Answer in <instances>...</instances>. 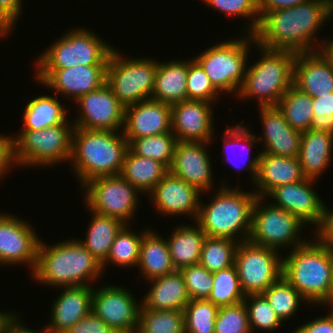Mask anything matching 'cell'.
I'll return each instance as SVG.
<instances>
[{"mask_svg":"<svg viewBox=\"0 0 333 333\" xmlns=\"http://www.w3.org/2000/svg\"><path fill=\"white\" fill-rule=\"evenodd\" d=\"M333 17V3L311 0L291 8L273 10L260 15L253 36L257 45L274 50L298 53L317 52L322 41L315 44L319 29ZM318 47V48H317Z\"/></svg>","mask_w":333,"mask_h":333,"instance_id":"cell-1","label":"cell"},{"mask_svg":"<svg viewBox=\"0 0 333 333\" xmlns=\"http://www.w3.org/2000/svg\"><path fill=\"white\" fill-rule=\"evenodd\" d=\"M102 272L100 262L78 239L72 238L51 246L40 240L36 265L30 275L41 285L61 288L92 286L90 283L95 284Z\"/></svg>","mask_w":333,"mask_h":333,"instance_id":"cell-2","label":"cell"},{"mask_svg":"<svg viewBox=\"0 0 333 333\" xmlns=\"http://www.w3.org/2000/svg\"><path fill=\"white\" fill-rule=\"evenodd\" d=\"M314 237L282 256V276L308 304L333 306L332 246Z\"/></svg>","mask_w":333,"mask_h":333,"instance_id":"cell-3","label":"cell"},{"mask_svg":"<svg viewBox=\"0 0 333 333\" xmlns=\"http://www.w3.org/2000/svg\"><path fill=\"white\" fill-rule=\"evenodd\" d=\"M127 150L128 140L122 131L75 127L69 164L80 187L96 177L120 174Z\"/></svg>","mask_w":333,"mask_h":333,"instance_id":"cell-4","label":"cell"},{"mask_svg":"<svg viewBox=\"0 0 333 333\" xmlns=\"http://www.w3.org/2000/svg\"><path fill=\"white\" fill-rule=\"evenodd\" d=\"M222 183L210 203L200 201L195 223L208 237L230 238L239 243L248 241L257 195L254 191L241 190L239 185L229 187L226 181Z\"/></svg>","mask_w":333,"mask_h":333,"instance_id":"cell-5","label":"cell"},{"mask_svg":"<svg viewBox=\"0 0 333 333\" xmlns=\"http://www.w3.org/2000/svg\"><path fill=\"white\" fill-rule=\"evenodd\" d=\"M261 55L247 67L244 83L237 97L258 100V107L277 106L293 84V65L296 53L268 49L256 44Z\"/></svg>","mask_w":333,"mask_h":333,"instance_id":"cell-6","label":"cell"},{"mask_svg":"<svg viewBox=\"0 0 333 333\" xmlns=\"http://www.w3.org/2000/svg\"><path fill=\"white\" fill-rule=\"evenodd\" d=\"M251 44H255L254 36L245 33L242 38H229L208 47L194 59L220 93L237 96L244 83Z\"/></svg>","mask_w":333,"mask_h":333,"instance_id":"cell-7","label":"cell"},{"mask_svg":"<svg viewBox=\"0 0 333 333\" xmlns=\"http://www.w3.org/2000/svg\"><path fill=\"white\" fill-rule=\"evenodd\" d=\"M83 28L69 29L37 58L35 69H66L78 65H108L114 47Z\"/></svg>","mask_w":333,"mask_h":333,"instance_id":"cell-8","label":"cell"},{"mask_svg":"<svg viewBox=\"0 0 333 333\" xmlns=\"http://www.w3.org/2000/svg\"><path fill=\"white\" fill-rule=\"evenodd\" d=\"M74 128L71 121L41 130H20L14 137L17 168H45L69 162Z\"/></svg>","mask_w":333,"mask_h":333,"instance_id":"cell-9","label":"cell"},{"mask_svg":"<svg viewBox=\"0 0 333 333\" xmlns=\"http://www.w3.org/2000/svg\"><path fill=\"white\" fill-rule=\"evenodd\" d=\"M116 49L109 56L106 79L116 98L125 107L151 99L158 61L145 57L130 59Z\"/></svg>","mask_w":333,"mask_h":333,"instance_id":"cell-10","label":"cell"},{"mask_svg":"<svg viewBox=\"0 0 333 333\" xmlns=\"http://www.w3.org/2000/svg\"><path fill=\"white\" fill-rule=\"evenodd\" d=\"M267 201L263 197L255 200L248 241L279 252L283 247L292 250L305 244L308 239L302 240L300 234L306 225L295 215Z\"/></svg>","mask_w":333,"mask_h":333,"instance_id":"cell-11","label":"cell"},{"mask_svg":"<svg viewBox=\"0 0 333 333\" xmlns=\"http://www.w3.org/2000/svg\"><path fill=\"white\" fill-rule=\"evenodd\" d=\"M81 189L85 190V207L99 214L120 219L124 224L129 225L139 209L140 191L120 174L93 178Z\"/></svg>","mask_w":333,"mask_h":333,"instance_id":"cell-12","label":"cell"},{"mask_svg":"<svg viewBox=\"0 0 333 333\" xmlns=\"http://www.w3.org/2000/svg\"><path fill=\"white\" fill-rule=\"evenodd\" d=\"M279 254L278 250L249 241L238 243L234 266L245 296L262 294L282 277L283 257Z\"/></svg>","mask_w":333,"mask_h":333,"instance_id":"cell-13","label":"cell"},{"mask_svg":"<svg viewBox=\"0 0 333 333\" xmlns=\"http://www.w3.org/2000/svg\"><path fill=\"white\" fill-rule=\"evenodd\" d=\"M97 289H93L92 312L116 333H136L142 304L137 303L132 292L113 284Z\"/></svg>","mask_w":333,"mask_h":333,"instance_id":"cell-14","label":"cell"},{"mask_svg":"<svg viewBox=\"0 0 333 333\" xmlns=\"http://www.w3.org/2000/svg\"><path fill=\"white\" fill-rule=\"evenodd\" d=\"M0 212V265L31 267L36 261L40 238L27 220Z\"/></svg>","mask_w":333,"mask_h":333,"instance_id":"cell-15","label":"cell"},{"mask_svg":"<svg viewBox=\"0 0 333 333\" xmlns=\"http://www.w3.org/2000/svg\"><path fill=\"white\" fill-rule=\"evenodd\" d=\"M34 79L44 87L76 101L106 83L107 65H78L66 69H35ZM61 94V95H60Z\"/></svg>","mask_w":333,"mask_h":333,"instance_id":"cell-16","label":"cell"},{"mask_svg":"<svg viewBox=\"0 0 333 333\" xmlns=\"http://www.w3.org/2000/svg\"><path fill=\"white\" fill-rule=\"evenodd\" d=\"M75 103L81 111L77 119L73 120L75 127L89 130H123L125 106L116 98L107 83L82 95Z\"/></svg>","mask_w":333,"mask_h":333,"instance_id":"cell-17","label":"cell"},{"mask_svg":"<svg viewBox=\"0 0 333 333\" xmlns=\"http://www.w3.org/2000/svg\"><path fill=\"white\" fill-rule=\"evenodd\" d=\"M314 183L316 180L303 179L301 181L282 185L274 188L265 198H270V203L283 208L295 215L306 226H316L315 232L321 227L325 203L316 194ZM274 200V202H273ZM308 224V225H307Z\"/></svg>","mask_w":333,"mask_h":333,"instance_id":"cell-18","label":"cell"},{"mask_svg":"<svg viewBox=\"0 0 333 333\" xmlns=\"http://www.w3.org/2000/svg\"><path fill=\"white\" fill-rule=\"evenodd\" d=\"M201 195L196 187L169 171L147 196L154 209L162 216L187 215L194 222L198 215Z\"/></svg>","mask_w":333,"mask_h":333,"instance_id":"cell-19","label":"cell"},{"mask_svg":"<svg viewBox=\"0 0 333 333\" xmlns=\"http://www.w3.org/2000/svg\"><path fill=\"white\" fill-rule=\"evenodd\" d=\"M209 142L177 141L169 171L206 194L213 189Z\"/></svg>","mask_w":333,"mask_h":333,"instance_id":"cell-20","label":"cell"},{"mask_svg":"<svg viewBox=\"0 0 333 333\" xmlns=\"http://www.w3.org/2000/svg\"><path fill=\"white\" fill-rule=\"evenodd\" d=\"M213 104L202 100H185L171 105L172 133L177 141L210 143L216 140Z\"/></svg>","mask_w":333,"mask_h":333,"instance_id":"cell-21","label":"cell"},{"mask_svg":"<svg viewBox=\"0 0 333 333\" xmlns=\"http://www.w3.org/2000/svg\"><path fill=\"white\" fill-rule=\"evenodd\" d=\"M262 135L256 139L267 154L298 157L302 132L293 129L277 106L259 107ZM263 143V144H262Z\"/></svg>","mask_w":333,"mask_h":333,"instance_id":"cell-22","label":"cell"},{"mask_svg":"<svg viewBox=\"0 0 333 333\" xmlns=\"http://www.w3.org/2000/svg\"><path fill=\"white\" fill-rule=\"evenodd\" d=\"M123 135L135 138L172 132L171 106L152 99L125 107Z\"/></svg>","mask_w":333,"mask_h":333,"instance_id":"cell-23","label":"cell"},{"mask_svg":"<svg viewBox=\"0 0 333 333\" xmlns=\"http://www.w3.org/2000/svg\"><path fill=\"white\" fill-rule=\"evenodd\" d=\"M57 299L52 302L50 321L46 330L49 333H65L74 324L92 312V286L61 287Z\"/></svg>","mask_w":333,"mask_h":333,"instance_id":"cell-24","label":"cell"},{"mask_svg":"<svg viewBox=\"0 0 333 333\" xmlns=\"http://www.w3.org/2000/svg\"><path fill=\"white\" fill-rule=\"evenodd\" d=\"M293 85L310 97L333 92V68L317 52L298 53L293 65Z\"/></svg>","mask_w":333,"mask_h":333,"instance_id":"cell-25","label":"cell"},{"mask_svg":"<svg viewBox=\"0 0 333 333\" xmlns=\"http://www.w3.org/2000/svg\"><path fill=\"white\" fill-rule=\"evenodd\" d=\"M305 179L298 157L260 152L254 193L265 198L274 188Z\"/></svg>","mask_w":333,"mask_h":333,"instance_id":"cell-26","label":"cell"},{"mask_svg":"<svg viewBox=\"0 0 333 333\" xmlns=\"http://www.w3.org/2000/svg\"><path fill=\"white\" fill-rule=\"evenodd\" d=\"M332 151L333 133L314 129L303 131L298 158L305 178L318 181L330 167Z\"/></svg>","mask_w":333,"mask_h":333,"instance_id":"cell-27","label":"cell"},{"mask_svg":"<svg viewBox=\"0 0 333 333\" xmlns=\"http://www.w3.org/2000/svg\"><path fill=\"white\" fill-rule=\"evenodd\" d=\"M149 282V283H148ZM150 284L147 294L141 300L146 309L156 311H183L190 301L183 275L180 271L147 281Z\"/></svg>","mask_w":333,"mask_h":333,"instance_id":"cell-28","label":"cell"},{"mask_svg":"<svg viewBox=\"0 0 333 333\" xmlns=\"http://www.w3.org/2000/svg\"><path fill=\"white\" fill-rule=\"evenodd\" d=\"M188 59L159 62L151 99L168 105L187 100Z\"/></svg>","mask_w":333,"mask_h":333,"instance_id":"cell-29","label":"cell"},{"mask_svg":"<svg viewBox=\"0 0 333 333\" xmlns=\"http://www.w3.org/2000/svg\"><path fill=\"white\" fill-rule=\"evenodd\" d=\"M140 276L145 281L172 274L176 271L165 238L149 229L141 240L139 262Z\"/></svg>","mask_w":333,"mask_h":333,"instance_id":"cell-30","label":"cell"},{"mask_svg":"<svg viewBox=\"0 0 333 333\" xmlns=\"http://www.w3.org/2000/svg\"><path fill=\"white\" fill-rule=\"evenodd\" d=\"M205 238L206 234L197 223L180 224L173 229L166 241L176 271L199 264Z\"/></svg>","mask_w":333,"mask_h":333,"instance_id":"cell-31","label":"cell"},{"mask_svg":"<svg viewBox=\"0 0 333 333\" xmlns=\"http://www.w3.org/2000/svg\"><path fill=\"white\" fill-rule=\"evenodd\" d=\"M34 96L26 103L23 111V127L21 130H41L49 126H56L69 122L68 108L53 95Z\"/></svg>","mask_w":333,"mask_h":333,"instance_id":"cell-32","label":"cell"},{"mask_svg":"<svg viewBox=\"0 0 333 333\" xmlns=\"http://www.w3.org/2000/svg\"><path fill=\"white\" fill-rule=\"evenodd\" d=\"M168 172L163 163L138 156L128 148L120 175L136 187L140 195H147Z\"/></svg>","mask_w":333,"mask_h":333,"instance_id":"cell-33","label":"cell"},{"mask_svg":"<svg viewBox=\"0 0 333 333\" xmlns=\"http://www.w3.org/2000/svg\"><path fill=\"white\" fill-rule=\"evenodd\" d=\"M91 215L85 239H78L83 246L102 264L109 254L117 233L125 225L120 219L99 214L86 207Z\"/></svg>","mask_w":333,"mask_h":333,"instance_id":"cell-34","label":"cell"},{"mask_svg":"<svg viewBox=\"0 0 333 333\" xmlns=\"http://www.w3.org/2000/svg\"><path fill=\"white\" fill-rule=\"evenodd\" d=\"M130 227V225L125 224L117 233L107 259L101 264L103 273L105 272V269L108 268L107 265H116L118 268L122 267L123 269L135 266L137 267L139 262L141 240L143 235L150 228L141 230L137 233L132 231Z\"/></svg>","mask_w":333,"mask_h":333,"instance_id":"cell-35","label":"cell"},{"mask_svg":"<svg viewBox=\"0 0 333 333\" xmlns=\"http://www.w3.org/2000/svg\"><path fill=\"white\" fill-rule=\"evenodd\" d=\"M243 123L244 122H242V121L240 123L237 122L236 123L237 125L231 126V127H228L229 125H227V128L223 132L224 136L221 137L223 139L222 140V143H223V150L222 151H223V153L226 152V154H223L222 156H225V155H226V157L228 156V152H227L228 149L227 148H229V146H231V147L235 146L237 148L238 143L241 144L243 142L242 144L246 145L247 150H245L246 149L245 148L244 149L245 152H243L244 154L242 153V155L243 156L245 155L246 157H243V159L246 158L247 160L246 159H245L246 161L243 160L244 162H242V165H243L242 167L243 168L245 167L244 169H245L246 172H248V171L250 172L249 175L251 174L250 176H251V179H252L250 182H253V184H255L256 179H257V174H258V165H259L260 152H259L258 155H255L252 158L251 157L252 153L250 155V151L253 148V146L256 145L255 143H257L258 141L256 139V135L251 133V130L249 129L250 127L247 128V126H245ZM224 146L225 147L227 146V147L224 148ZM226 157L222 158L223 159V161H222L223 164L224 163L226 164V162H229V163L234 165L233 167L236 166V169H238L239 172L241 171V169H243L242 167H239V165H241L240 162H236V160H233V163H232V159L229 156L227 158ZM237 163H238V166H237Z\"/></svg>","mask_w":333,"mask_h":333,"instance_id":"cell-36","label":"cell"},{"mask_svg":"<svg viewBox=\"0 0 333 333\" xmlns=\"http://www.w3.org/2000/svg\"><path fill=\"white\" fill-rule=\"evenodd\" d=\"M277 107L293 129L301 132L311 129L313 120L312 97L293 84L282 96Z\"/></svg>","mask_w":333,"mask_h":333,"instance_id":"cell-37","label":"cell"},{"mask_svg":"<svg viewBox=\"0 0 333 333\" xmlns=\"http://www.w3.org/2000/svg\"><path fill=\"white\" fill-rule=\"evenodd\" d=\"M177 139L172 132L132 139L128 148L136 155L157 160L170 169Z\"/></svg>","mask_w":333,"mask_h":333,"instance_id":"cell-38","label":"cell"},{"mask_svg":"<svg viewBox=\"0 0 333 333\" xmlns=\"http://www.w3.org/2000/svg\"><path fill=\"white\" fill-rule=\"evenodd\" d=\"M262 295L275 310L283 324L300 310L299 307L304 301V304L307 303L297 289L283 276L264 291Z\"/></svg>","mask_w":333,"mask_h":333,"instance_id":"cell-39","label":"cell"},{"mask_svg":"<svg viewBox=\"0 0 333 333\" xmlns=\"http://www.w3.org/2000/svg\"><path fill=\"white\" fill-rule=\"evenodd\" d=\"M136 333H185L183 311H156L141 305Z\"/></svg>","mask_w":333,"mask_h":333,"instance_id":"cell-40","label":"cell"},{"mask_svg":"<svg viewBox=\"0 0 333 333\" xmlns=\"http://www.w3.org/2000/svg\"><path fill=\"white\" fill-rule=\"evenodd\" d=\"M238 243L230 238L206 236L201 249L199 264L210 272L233 266Z\"/></svg>","mask_w":333,"mask_h":333,"instance_id":"cell-41","label":"cell"},{"mask_svg":"<svg viewBox=\"0 0 333 333\" xmlns=\"http://www.w3.org/2000/svg\"><path fill=\"white\" fill-rule=\"evenodd\" d=\"M245 294L241 289L236 267L213 272V288L207 300L217 307H226L244 301Z\"/></svg>","mask_w":333,"mask_h":333,"instance_id":"cell-42","label":"cell"},{"mask_svg":"<svg viewBox=\"0 0 333 333\" xmlns=\"http://www.w3.org/2000/svg\"><path fill=\"white\" fill-rule=\"evenodd\" d=\"M218 311L207 299L190 300L183 310L185 333H215Z\"/></svg>","mask_w":333,"mask_h":333,"instance_id":"cell-43","label":"cell"},{"mask_svg":"<svg viewBox=\"0 0 333 333\" xmlns=\"http://www.w3.org/2000/svg\"><path fill=\"white\" fill-rule=\"evenodd\" d=\"M244 304L252 333L256 330L273 333L283 323L262 294L246 295Z\"/></svg>","mask_w":333,"mask_h":333,"instance_id":"cell-44","label":"cell"},{"mask_svg":"<svg viewBox=\"0 0 333 333\" xmlns=\"http://www.w3.org/2000/svg\"><path fill=\"white\" fill-rule=\"evenodd\" d=\"M203 3L218 10L220 13L229 17H242L248 18L251 21L248 26L242 28L244 34L253 35L256 31L260 15L258 12V0H202ZM248 27V28H247ZM246 30H245V29ZM245 30V31H244Z\"/></svg>","mask_w":333,"mask_h":333,"instance_id":"cell-45","label":"cell"},{"mask_svg":"<svg viewBox=\"0 0 333 333\" xmlns=\"http://www.w3.org/2000/svg\"><path fill=\"white\" fill-rule=\"evenodd\" d=\"M186 89L187 100H202L213 103L222 95L213 86L204 69L194 58L188 60Z\"/></svg>","mask_w":333,"mask_h":333,"instance_id":"cell-46","label":"cell"},{"mask_svg":"<svg viewBox=\"0 0 333 333\" xmlns=\"http://www.w3.org/2000/svg\"><path fill=\"white\" fill-rule=\"evenodd\" d=\"M215 333H252L244 301L219 308Z\"/></svg>","mask_w":333,"mask_h":333,"instance_id":"cell-47","label":"cell"},{"mask_svg":"<svg viewBox=\"0 0 333 333\" xmlns=\"http://www.w3.org/2000/svg\"><path fill=\"white\" fill-rule=\"evenodd\" d=\"M180 272L183 275L190 300L208 299L213 288V272L200 264L185 267Z\"/></svg>","mask_w":333,"mask_h":333,"instance_id":"cell-48","label":"cell"},{"mask_svg":"<svg viewBox=\"0 0 333 333\" xmlns=\"http://www.w3.org/2000/svg\"><path fill=\"white\" fill-rule=\"evenodd\" d=\"M311 129L333 133V92L312 98Z\"/></svg>","mask_w":333,"mask_h":333,"instance_id":"cell-49","label":"cell"},{"mask_svg":"<svg viewBox=\"0 0 333 333\" xmlns=\"http://www.w3.org/2000/svg\"><path fill=\"white\" fill-rule=\"evenodd\" d=\"M14 136L0 134V180L17 165L15 160Z\"/></svg>","mask_w":333,"mask_h":333,"instance_id":"cell-50","label":"cell"},{"mask_svg":"<svg viewBox=\"0 0 333 333\" xmlns=\"http://www.w3.org/2000/svg\"><path fill=\"white\" fill-rule=\"evenodd\" d=\"M65 333H116L93 312L74 324Z\"/></svg>","mask_w":333,"mask_h":333,"instance_id":"cell-51","label":"cell"},{"mask_svg":"<svg viewBox=\"0 0 333 333\" xmlns=\"http://www.w3.org/2000/svg\"><path fill=\"white\" fill-rule=\"evenodd\" d=\"M329 314L303 323L293 329V333H333V306H328Z\"/></svg>","mask_w":333,"mask_h":333,"instance_id":"cell-52","label":"cell"},{"mask_svg":"<svg viewBox=\"0 0 333 333\" xmlns=\"http://www.w3.org/2000/svg\"><path fill=\"white\" fill-rule=\"evenodd\" d=\"M23 0H0V15L13 27L23 10Z\"/></svg>","mask_w":333,"mask_h":333,"instance_id":"cell-53","label":"cell"},{"mask_svg":"<svg viewBox=\"0 0 333 333\" xmlns=\"http://www.w3.org/2000/svg\"><path fill=\"white\" fill-rule=\"evenodd\" d=\"M328 209L329 207L325 205L322 225L314 233L321 242L333 246V210Z\"/></svg>","mask_w":333,"mask_h":333,"instance_id":"cell-54","label":"cell"},{"mask_svg":"<svg viewBox=\"0 0 333 333\" xmlns=\"http://www.w3.org/2000/svg\"><path fill=\"white\" fill-rule=\"evenodd\" d=\"M311 0H258L259 15H266L273 10L291 8Z\"/></svg>","mask_w":333,"mask_h":333,"instance_id":"cell-55","label":"cell"},{"mask_svg":"<svg viewBox=\"0 0 333 333\" xmlns=\"http://www.w3.org/2000/svg\"><path fill=\"white\" fill-rule=\"evenodd\" d=\"M23 321L20 320V316L18 314H14L8 322L4 325V328L1 333H49L46 330V327L44 329H41L38 331V329L35 331L32 328H28L25 324H22ZM42 331V332H41Z\"/></svg>","mask_w":333,"mask_h":333,"instance_id":"cell-56","label":"cell"},{"mask_svg":"<svg viewBox=\"0 0 333 333\" xmlns=\"http://www.w3.org/2000/svg\"><path fill=\"white\" fill-rule=\"evenodd\" d=\"M329 39V40H328ZM323 39L319 52L330 63L333 68V38Z\"/></svg>","mask_w":333,"mask_h":333,"instance_id":"cell-57","label":"cell"},{"mask_svg":"<svg viewBox=\"0 0 333 333\" xmlns=\"http://www.w3.org/2000/svg\"><path fill=\"white\" fill-rule=\"evenodd\" d=\"M13 27L0 15V38L8 37L13 32Z\"/></svg>","mask_w":333,"mask_h":333,"instance_id":"cell-58","label":"cell"},{"mask_svg":"<svg viewBox=\"0 0 333 333\" xmlns=\"http://www.w3.org/2000/svg\"><path fill=\"white\" fill-rule=\"evenodd\" d=\"M13 311L7 312L0 310V333L2 332L4 325L8 322V320L14 315Z\"/></svg>","mask_w":333,"mask_h":333,"instance_id":"cell-59","label":"cell"},{"mask_svg":"<svg viewBox=\"0 0 333 333\" xmlns=\"http://www.w3.org/2000/svg\"><path fill=\"white\" fill-rule=\"evenodd\" d=\"M332 267H333V246H332ZM332 289H333V281H332Z\"/></svg>","mask_w":333,"mask_h":333,"instance_id":"cell-60","label":"cell"}]
</instances>
